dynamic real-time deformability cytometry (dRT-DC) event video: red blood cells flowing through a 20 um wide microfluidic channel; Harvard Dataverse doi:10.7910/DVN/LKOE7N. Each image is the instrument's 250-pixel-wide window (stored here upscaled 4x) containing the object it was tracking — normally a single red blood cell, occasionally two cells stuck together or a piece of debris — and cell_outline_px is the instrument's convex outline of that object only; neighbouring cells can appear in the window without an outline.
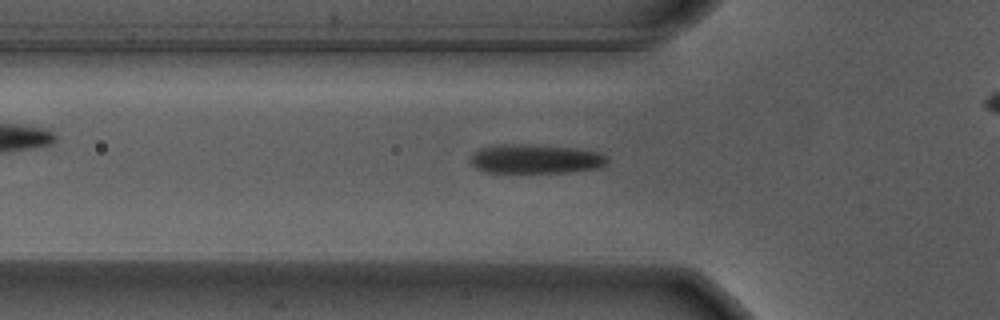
{"species": "Egyptian fruit bat (a non-hibernating species)", "species_latin": "Rousettus aegyptiacus", "temperature_condition": "warm", "stored_images_in_passage": 40, "camera_frame_rate_fps": 3000, "um_per_image_px": 0.085, "animal": {"sex": "male"}, "frame": {"image": 1, "passage_image": 13, "time_ms": 4.0, "image_size_px": [1000, 320], "cell_outline_px": [[608, 164], [600, 168], [568, 172], [484, 172], [476, 168], [468, 160], [472, 152], [480, 148], [492, 144], [532, 144], [572, 148], [600, 152], [608, 160]], "centroid_in_image_um": [45.47, 13.5], "position_along_channel_um": 80.3, "area_um2": 23.58}}
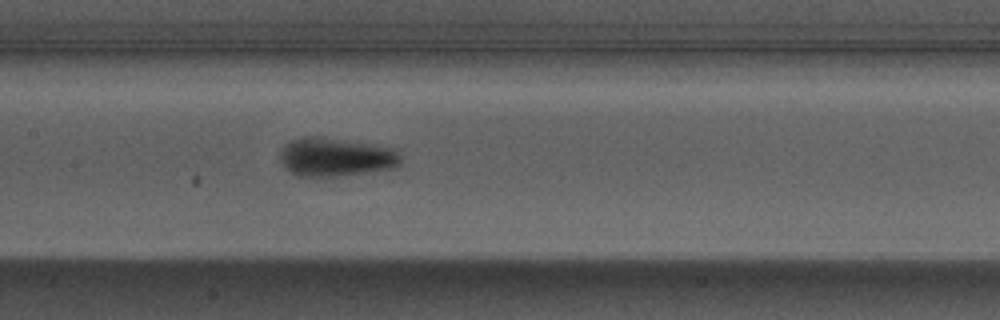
{"frame": {"image": 2, "passage_image": 21, "time_ms": 6.667, "image_size_px": [1000, 320], "cell_outline_px": [[400, 164], [396, 168], [344, 176], [296, 176], [284, 168], [280, 160], [280, 152], [292, 140], [304, 136], [312, 136], [396, 148], [400, 156]], "centroid_in_image_um": [28.55, 13.38], "position_along_channel_um": 178.8, "area_um2": 27.05}}
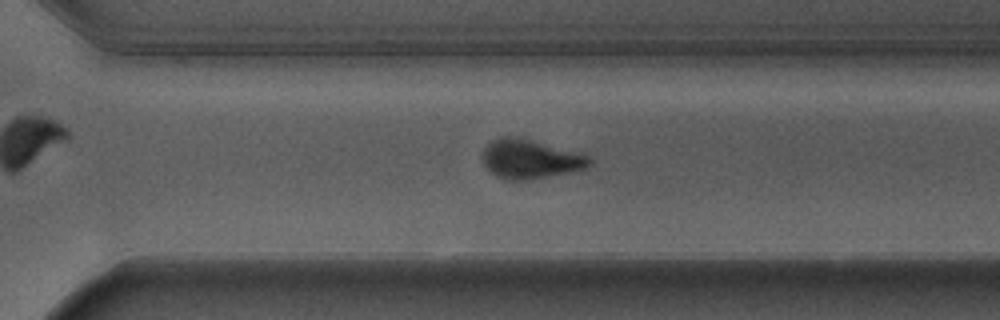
{"frame": {"image": 3, "passage_image": 33, "time_ms": 10.667, "image_size_px": [1000, 320], "cell_outline_px": [[592, 164], [588, 168], [572, 172], [528, 180], [508, 180], [496, 176], [484, 164], [480, 156], [484, 148], [492, 140], [500, 136], [512, 136], [532, 140], [580, 152], [588, 156], [592, 160]], "centroid_in_image_um": [45.09, 13.52], "position_along_channel_um": 325.5, "area_um2": 24.68}}